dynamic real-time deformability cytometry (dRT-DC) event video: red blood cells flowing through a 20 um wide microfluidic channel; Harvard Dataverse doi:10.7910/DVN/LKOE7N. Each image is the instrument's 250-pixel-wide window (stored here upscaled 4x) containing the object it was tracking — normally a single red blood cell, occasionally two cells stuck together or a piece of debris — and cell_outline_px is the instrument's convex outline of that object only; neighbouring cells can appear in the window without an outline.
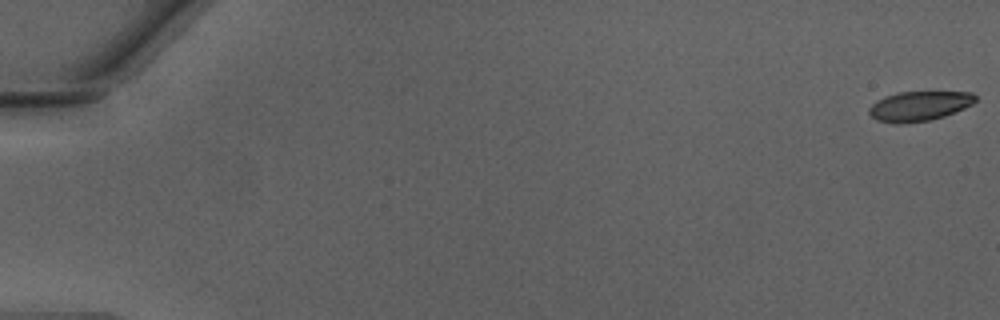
{"species": "Egyptian fruit bat (a non-hibernating species)", "species_latin": "Rousettus aegyptiacus", "temperature_condition": "warm", "stored_images_in_passage": 50, "camera_frame_rate_fps": 3000, "um_per_image_px": 0.085, "animal": {"sex": "male"}, "frame": {"image": 1, "passage_image": 1, "time_ms": 0.0, "image_size_px": [1000, 320], "cell_outline_px": [[976, 100], [972, 104], [964, 108], [944, 116], [928, 120], [900, 124], [892, 124], [876, 120], [868, 112], [868, 108], [876, 100], [884, 96], [900, 92], [972, 92], [976, 96]], "centroid_in_image_um": [78.09, 9.02], "position_along_channel_um": 6.9, "area_um2": 18.44}}
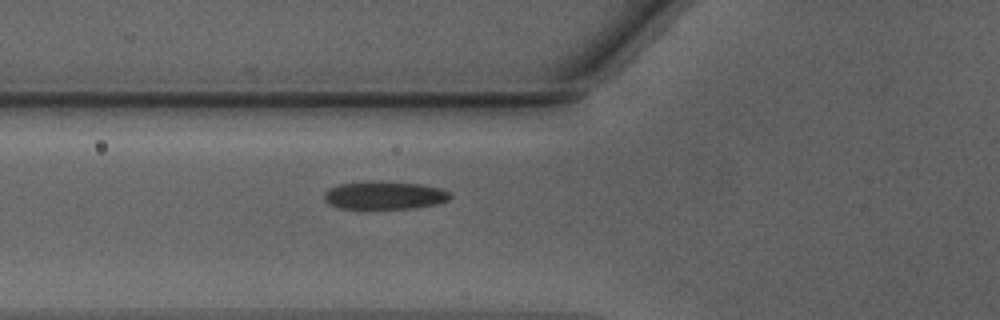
{"frame": {"image": 2, "passage_image": 20, "time_ms": 6.333, "image_size_px": [1000, 320], "cell_outline_px": [[452, 196], [448, 200], [436, 204], [412, 208], [336, 208], [328, 204], [324, 200], [324, 192], [328, 188], [340, 184], [420, 184], [440, 188], [448, 192]], "centroid_in_image_um": [32.66, 16.65], "position_along_channel_um": 93.1, "area_um2": 19.48}}
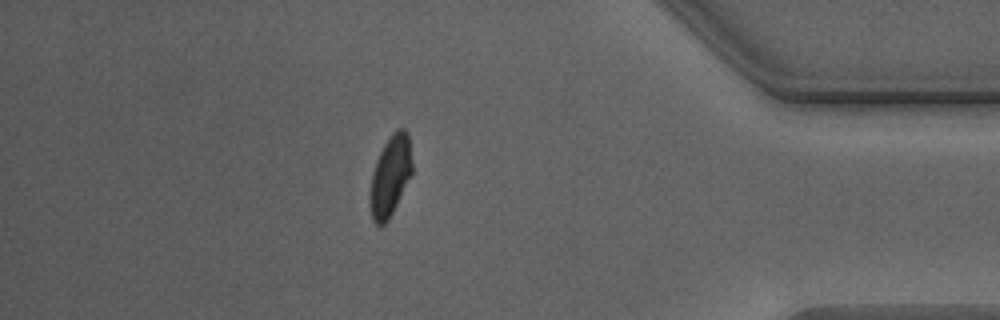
{"frame": {"image": 3, "passage_image": 44, "time_ms": 14.333, "image_size_px": [1000, 320], "cell_outline_px": [[412, 172], [388, 220], [384, 224], [376, 224], [372, 220], [368, 204], [368, 196], [372, 172], [376, 160], [384, 144], [392, 132], [396, 128], [404, 128], [408, 132], [412, 164]], "centroid_in_image_um": [33.13, 14.94], "position_along_channel_um": 402.1, "area_um2": 19.83}, "authors_computed_cell_mechanics": {"area_um2": 20.0566, "velocity_mm_per_s": 4.2848, "shape_relaxation_time_tau1_ms": 4.5498, "shape_relaxation_time_tau2_ms": 0.9988, "deformation_change_tau1": 0.1798, "deformation_change_tau2": 0.0812}}